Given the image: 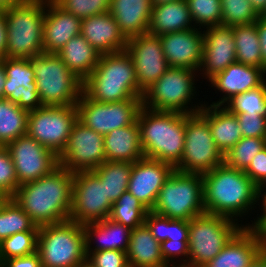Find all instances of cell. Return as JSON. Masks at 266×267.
Segmentation results:
<instances>
[{
  "instance_id": "20",
  "label": "cell",
  "mask_w": 266,
  "mask_h": 267,
  "mask_svg": "<svg viewBox=\"0 0 266 267\" xmlns=\"http://www.w3.org/2000/svg\"><path fill=\"white\" fill-rule=\"evenodd\" d=\"M205 29L203 61L198 75L203 74L202 77L209 81L237 59L234 30L231 26L216 25Z\"/></svg>"
},
{
  "instance_id": "35",
  "label": "cell",
  "mask_w": 266,
  "mask_h": 267,
  "mask_svg": "<svg viewBox=\"0 0 266 267\" xmlns=\"http://www.w3.org/2000/svg\"><path fill=\"white\" fill-rule=\"evenodd\" d=\"M231 27L234 30L237 62L262 69L261 48L256 22Z\"/></svg>"
},
{
  "instance_id": "19",
  "label": "cell",
  "mask_w": 266,
  "mask_h": 267,
  "mask_svg": "<svg viewBox=\"0 0 266 267\" xmlns=\"http://www.w3.org/2000/svg\"><path fill=\"white\" fill-rule=\"evenodd\" d=\"M4 69L7 77L4 98L28 112L43 106L30 59L6 57Z\"/></svg>"
},
{
  "instance_id": "51",
  "label": "cell",
  "mask_w": 266,
  "mask_h": 267,
  "mask_svg": "<svg viewBox=\"0 0 266 267\" xmlns=\"http://www.w3.org/2000/svg\"><path fill=\"white\" fill-rule=\"evenodd\" d=\"M256 28L261 48L262 69L266 71V18L259 16L256 21Z\"/></svg>"
},
{
  "instance_id": "24",
  "label": "cell",
  "mask_w": 266,
  "mask_h": 267,
  "mask_svg": "<svg viewBox=\"0 0 266 267\" xmlns=\"http://www.w3.org/2000/svg\"><path fill=\"white\" fill-rule=\"evenodd\" d=\"M81 34V19L46 0L43 26L44 53L57 54L74 36Z\"/></svg>"
},
{
  "instance_id": "33",
  "label": "cell",
  "mask_w": 266,
  "mask_h": 267,
  "mask_svg": "<svg viewBox=\"0 0 266 267\" xmlns=\"http://www.w3.org/2000/svg\"><path fill=\"white\" fill-rule=\"evenodd\" d=\"M57 55L82 81L92 73L101 56L81 34L70 39Z\"/></svg>"
},
{
  "instance_id": "4",
  "label": "cell",
  "mask_w": 266,
  "mask_h": 267,
  "mask_svg": "<svg viewBox=\"0 0 266 267\" xmlns=\"http://www.w3.org/2000/svg\"><path fill=\"white\" fill-rule=\"evenodd\" d=\"M146 158L175 167L181 160L185 138V114L141 107L137 117Z\"/></svg>"
},
{
  "instance_id": "62",
  "label": "cell",
  "mask_w": 266,
  "mask_h": 267,
  "mask_svg": "<svg viewBox=\"0 0 266 267\" xmlns=\"http://www.w3.org/2000/svg\"><path fill=\"white\" fill-rule=\"evenodd\" d=\"M259 187H266V180Z\"/></svg>"
},
{
  "instance_id": "9",
  "label": "cell",
  "mask_w": 266,
  "mask_h": 267,
  "mask_svg": "<svg viewBox=\"0 0 266 267\" xmlns=\"http://www.w3.org/2000/svg\"><path fill=\"white\" fill-rule=\"evenodd\" d=\"M151 211L170 219L187 221L205 214L202 174L174 169L160 189Z\"/></svg>"
},
{
  "instance_id": "42",
  "label": "cell",
  "mask_w": 266,
  "mask_h": 267,
  "mask_svg": "<svg viewBox=\"0 0 266 267\" xmlns=\"http://www.w3.org/2000/svg\"><path fill=\"white\" fill-rule=\"evenodd\" d=\"M195 28L222 25L221 0H186Z\"/></svg>"
},
{
  "instance_id": "27",
  "label": "cell",
  "mask_w": 266,
  "mask_h": 267,
  "mask_svg": "<svg viewBox=\"0 0 266 267\" xmlns=\"http://www.w3.org/2000/svg\"><path fill=\"white\" fill-rule=\"evenodd\" d=\"M86 252L118 250L127 252L131 229L110 218L83 224ZM93 243L95 246H93ZM93 246V247H92Z\"/></svg>"
},
{
  "instance_id": "46",
  "label": "cell",
  "mask_w": 266,
  "mask_h": 267,
  "mask_svg": "<svg viewBox=\"0 0 266 267\" xmlns=\"http://www.w3.org/2000/svg\"><path fill=\"white\" fill-rule=\"evenodd\" d=\"M86 263L91 267H129L126 252L118 250L86 252Z\"/></svg>"
},
{
  "instance_id": "32",
  "label": "cell",
  "mask_w": 266,
  "mask_h": 267,
  "mask_svg": "<svg viewBox=\"0 0 266 267\" xmlns=\"http://www.w3.org/2000/svg\"><path fill=\"white\" fill-rule=\"evenodd\" d=\"M126 254L129 267H166L161 243L145 224L131 230Z\"/></svg>"
},
{
  "instance_id": "45",
  "label": "cell",
  "mask_w": 266,
  "mask_h": 267,
  "mask_svg": "<svg viewBox=\"0 0 266 267\" xmlns=\"http://www.w3.org/2000/svg\"><path fill=\"white\" fill-rule=\"evenodd\" d=\"M19 185L11 155L6 146H0V191L11 198Z\"/></svg>"
},
{
  "instance_id": "41",
  "label": "cell",
  "mask_w": 266,
  "mask_h": 267,
  "mask_svg": "<svg viewBox=\"0 0 266 267\" xmlns=\"http://www.w3.org/2000/svg\"><path fill=\"white\" fill-rule=\"evenodd\" d=\"M224 107L231 113L266 116V87L264 83L260 87L235 95Z\"/></svg>"
},
{
  "instance_id": "6",
  "label": "cell",
  "mask_w": 266,
  "mask_h": 267,
  "mask_svg": "<svg viewBox=\"0 0 266 267\" xmlns=\"http://www.w3.org/2000/svg\"><path fill=\"white\" fill-rule=\"evenodd\" d=\"M42 267H79L86 263L83 224L70 220L39 227L37 250Z\"/></svg>"
},
{
  "instance_id": "15",
  "label": "cell",
  "mask_w": 266,
  "mask_h": 267,
  "mask_svg": "<svg viewBox=\"0 0 266 267\" xmlns=\"http://www.w3.org/2000/svg\"><path fill=\"white\" fill-rule=\"evenodd\" d=\"M103 141L104 135L86 127L77 119L67 146L59 156V165L73 173L96 169L106 161Z\"/></svg>"
},
{
  "instance_id": "61",
  "label": "cell",
  "mask_w": 266,
  "mask_h": 267,
  "mask_svg": "<svg viewBox=\"0 0 266 267\" xmlns=\"http://www.w3.org/2000/svg\"><path fill=\"white\" fill-rule=\"evenodd\" d=\"M79 267H91V266H89L87 263H84V264H82V265L79 266Z\"/></svg>"
},
{
  "instance_id": "40",
  "label": "cell",
  "mask_w": 266,
  "mask_h": 267,
  "mask_svg": "<svg viewBox=\"0 0 266 267\" xmlns=\"http://www.w3.org/2000/svg\"><path fill=\"white\" fill-rule=\"evenodd\" d=\"M38 231L18 232L0 242V264L4 260L36 252Z\"/></svg>"
},
{
  "instance_id": "28",
  "label": "cell",
  "mask_w": 266,
  "mask_h": 267,
  "mask_svg": "<svg viewBox=\"0 0 266 267\" xmlns=\"http://www.w3.org/2000/svg\"><path fill=\"white\" fill-rule=\"evenodd\" d=\"M109 12L123 35L131 37L146 34L152 12L151 0H111Z\"/></svg>"
},
{
  "instance_id": "48",
  "label": "cell",
  "mask_w": 266,
  "mask_h": 267,
  "mask_svg": "<svg viewBox=\"0 0 266 267\" xmlns=\"http://www.w3.org/2000/svg\"><path fill=\"white\" fill-rule=\"evenodd\" d=\"M244 172L258 187L266 180V147L254 156Z\"/></svg>"
},
{
  "instance_id": "13",
  "label": "cell",
  "mask_w": 266,
  "mask_h": 267,
  "mask_svg": "<svg viewBox=\"0 0 266 267\" xmlns=\"http://www.w3.org/2000/svg\"><path fill=\"white\" fill-rule=\"evenodd\" d=\"M113 203L107 198L105 184L92 171L74 173L69 220L85 224L109 218Z\"/></svg>"
},
{
  "instance_id": "22",
  "label": "cell",
  "mask_w": 266,
  "mask_h": 267,
  "mask_svg": "<svg viewBox=\"0 0 266 267\" xmlns=\"http://www.w3.org/2000/svg\"><path fill=\"white\" fill-rule=\"evenodd\" d=\"M169 67L199 72L203 61L204 35L200 28L172 32L159 36Z\"/></svg>"
},
{
  "instance_id": "49",
  "label": "cell",
  "mask_w": 266,
  "mask_h": 267,
  "mask_svg": "<svg viewBox=\"0 0 266 267\" xmlns=\"http://www.w3.org/2000/svg\"><path fill=\"white\" fill-rule=\"evenodd\" d=\"M0 267H42L38 252L4 260Z\"/></svg>"
},
{
  "instance_id": "63",
  "label": "cell",
  "mask_w": 266,
  "mask_h": 267,
  "mask_svg": "<svg viewBox=\"0 0 266 267\" xmlns=\"http://www.w3.org/2000/svg\"><path fill=\"white\" fill-rule=\"evenodd\" d=\"M264 76H266V71H265V75ZM264 85L266 87V77H264Z\"/></svg>"
},
{
  "instance_id": "17",
  "label": "cell",
  "mask_w": 266,
  "mask_h": 267,
  "mask_svg": "<svg viewBox=\"0 0 266 267\" xmlns=\"http://www.w3.org/2000/svg\"><path fill=\"white\" fill-rule=\"evenodd\" d=\"M144 224L154 238L161 243V253L166 267H188L189 221L170 219L149 211Z\"/></svg>"
},
{
  "instance_id": "44",
  "label": "cell",
  "mask_w": 266,
  "mask_h": 267,
  "mask_svg": "<svg viewBox=\"0 0 266 267\" xmlns=\"http://www.w3.org/2000/svg\"><path fill=\"white\" fill-rule=\"evenodd\" d=\"M64 11L72 13L79 19L106 13L111 0H53Z\"/></svg>"
},
{
  "instance_id": "50",
  "label": "cell",
  "mask_w": 266,
  "mask_h": 267,
  "mask_svg": "<svg viewBox=\"0 0 266 267\" xmlns=\"http://www.w3.org/2000/svg\"><path fill=\"white\" fill-rule=\"evenodd\" d=\"M258 205L259 207L261 206V213L257 214L259 215L257 216V219L255 218L254 221L251 220V222H253L252 224L249 222L248 224H245L244 227L258 230L266 222V187H258Z\"/></svg>"
},
{
  "instance_id": "12",
  "label": "cell",
  "mask_w": 266,
  "mask_h": 267,
  "mask_svg": "<svg viewBox=\"0 0 266 267\" xmlns=\"http://www.w3.org/2000/svg\"><path fill=\"white\" fill-rule=\"evenodd\" d=\"M77 119L76 105H43L28 112L26 134L60 156L67 146L70 132Z\"/></svg>"
},
{
  "instance_id": "31",
  "label": "cell",
  "mask_w": 266,
  "mask_h": 267,
  "mask_svg": "<svg viewBox=\"0 0 266 267\" xmlns=\"http://www.w3.org/2000/svg\"><path fill=\"white\" fill-rule=\"evenodd\" d=\"M200 112L208 119L211 135L223 155L243 137L236 115L226 107L204 103Z\"/></svg>"
},
{
  "instance_id": "8",
  "label": "cell",
  "mask_w": 266,
  "mask_h": 267,
  "mask_svg": "<svg viewBox=\"0 0 266 267\" xmlns=\"http://www.w3.org/2000/svg\"><path fill=\"white\" fill-rule=\"evenodd\" d=\"M197 73L186 68L169 67L160 79L143 92L142 106L155 111L198 113L205 101L200 102V106L198 104L193 106L191 101L197 96L195 95Z\"/></svg>"
},
{
  "instance_id": "2",
  "label": "cell",
  "mask_w": 266,
  "mask_h": 267,
  "mask_svg": "<svg viewBox=\"0 0 266 267\" xmlns=\"http://www.w3.org/2000/svg\"><path fill=\"white\" fill-rule=\"evenodd\" d=\"M202 176L206 213L238 221L258 205V186L244 171L223 163Z\"/></svg>"
},
{
  "instance_id": "1",
  "label": "cell",
  "mask_w": 266,
  "mask_h": 267,
  "mask_svg": "<svg viewBox=\"0 0 266 267\" xmlns=\"http://www.w3.org/2000/svg\"><path fill=\"white\" fill-rule=\"evenodd\" d=\"M74 173L59 165L51 173L19 185L11 197L36 226L69 220Z\"/></svg>"
},
{
  "instance_id": "55",
  "label": "cell",
  "mask_w": 266,
  "mask_h": 267,
  "mask_svg": "<svg viewBox=\"0 0 266 267\" xmlns=\"http://www.w3.org/2000/svg\"><path fill=\"white\" fill-rule=\"evenodd\" d=\"M256 10V12L261 15L266 9V0H249Z\"/></svg>"
},
{
  "instance_id": "54",
  "label": "cell",
  "mask_w": 266,
  "mask_h": 267,
  "mask_svg": "<svg viewBox=\"0 0 266 267\" xmlns=\"http://www.w3.org/2000/svg\"><path fill=\"white\" fill-rule=\"evenodd\" d=\"M6 78L4 59H0V99L4 98V86L6 83Z\"/></svg>"
},
{
  "instance_id": "14",
  "label": "cell",
  "mask_w": 266,
  "mask_h": 267,
  "mask_svg": "<svg viewBox=\"0 0 266 267\" xmlns=\"http://www.w3.org/2000/svg\"><path fill=\"white\" fill-rule=\"evenodd\" d=\"M76 107L80 122L97 133L106 135L117 128L135 123L142 100L101 103L82 92Z\"/></svg>"
},
{
  "instance_id": "30",
  "label": "cell",
  "mask_w": 266,
  "mask_h": 267,
  "mask_svg": "<svg viewBox=\"0 0 266 267\" xmlns=\"http://www.w3.org/2000/svg\"><path fill=\"white\" fill-rule=\"evenodd\" d=\"M195 28L186 0L152 6L147 33L161 36Z\"/></svg>"
},
{
  "instance_id": "60",
  "label": "cell",
  "mask_w": 266,
  "mask_h": 267,
  "mask_svg": "<svg viewBox=\"0 0 266 267\" xmlns=\"http://www.w3.org/2000/svg\"><path fill=\"white\" fill-rule=\"evenodd\" d=\"M0 199H6V197L2 194L1 191H0Z\"/></svg>"
},
{
  "instance_id": "5",
  "label": "cell",
  "mask_w": 266,
  "mask_h": 267,
  "mask_svg": "<svg viewBox=\"0 0 266 267\" xmlns=\"http://www.w3.org/2000/svg\"><path fill=\"white\" fill-rule=\"evenodd\" d=\"M45 10L46 0H26L5 9L7 57L30 59L44 52Z\"/></svg>"
},
{
  "instance_id": "26",
  "label": "cell",
  "mask_w": 266,
  "mask_h": 267,
  "mask_svg": "<svg viewBox=\"0 0 266 267\" xmlns=\"http://www.w3.org/2000/svg\"><path fill=\"white\" fill-rule=\"evenodd\" d=\"M263 249L259 232L242 227L220 253L203 267H248Z\"/></svg>"
},
{
  "instance_id": "10",
  "label": "cell",
  "mask_w": 266,
  "mask_h": 267,
  "mask_svg": "<svg viewBox=\"0 0 266 267\" xmlns=\"http://www.w3.org/2000/svg\"><path fill=\"white\" fill-rule=\"evenodd\" d=\"M225 216L202 214L189 221L188 267H203L211 261L242 228Z\"/></svg>"
},
{
  "instance_id": "37",
  "label": "cell",
  "mask_w": 266,
  "mask_h": 267,
  "mask_svg": "<svg viewBox=\"0 0 266 267\" xmlns=\"http://www.w3.org/2000/svg\"><path fill=\"white\" fill-rule=\"evenodd\" d=\"M38 230L39 226L12 198H6L0 205V242L18 232Z\"/></svg>"
},
{
  "instance_id": "3",
  "label": "cell",
  "mask_w": 266,
  "mask_h": 267,
  "mask_svg": "<svg viewBox=\"0 0 266 267\" xmlns=\"http://www.w3.org/2000/svg\"><path fill=\"white\" fill-rule=\"evenodd\" d=\"M83 92L92 100L111 103L142 100L134 63L126 51L103 54L92 73L83 81Z\"/></svg>"
},
{
  "instance_id": "23",
  "label": "cell",
  "mask_w": 266,
  "mask_h": 267,
  "mask_svg": "<svg viewBox=\"0 0 266 267\" xmlns=\"http://www.w3.org/2000/svg\"><path fill=\"white\" fill-rule=\"evenodd\" d=\"M265 71L259 67L234 62L217 73L208 82L223 96L210 105L224 106L235 95L260 87L264 83Z\"/></svg>"
},
{
  "instance_id": "39",
  "label": "cell",
  "mask_w": 266,
  "mask_h": 267,
  "mask_svg": "<svg viewBox=\"0 0 266 267\" xmlns=\"http://www.w3.org/2000/svg\"><path fill=\"white\" fill-rule=\"evenodd\" d=\"M266 147V139L242 137L224 154V163L231 168L245 171L254 156Z\"/></svg>"
},
{
  "instance_id": "11",
  "label": "cell",
  "mask_w": 266,
  "mask_h": 267,
  "mask_svg": "<svg viewBox=\"0 0 266 267\" xmlns=\"http://www.w3.org/2000/svg\"><path fill=\"white\" fill-rule=\"evenodd\" d=\"M183 155L175 170L204 174L224 163V155L211 135L208 119L199 111L185 114Z\"/></svg>"
},
{
  "instance_id": "38",
  "label": "cell",
  "mask_w": 266,
  "mask_h": 267,
  "mask_svg": "<svg viewBox=\"0 0 266 267\" xmlns=\"http://www.w3.org/2000/svg\"><path fill=\"white\" fill-rule=\"evenodd\" d=\"M148 212L142 202L127 190L113 203L109 218L133 230L144 224Z\"/></svg>"
},
{
  "instance_id": "59",
  "label": "cell",
  "mask_w": 266,
  "mask_h": 267,
  "mask_svg": "<svg viewBox=\"0 0 266 267\" xmlns=\"http://www.w3.org/2000/svg\"><path fill=\"white\" fill-rule=\"evenodd\" d=\"M260 16L266 18V9L264 10V12Z\"/></svg>"
},
{
  "instance_id": "53",
  "label": "cell",
  "mask_w": 266,
  "mask_h": 267,
  "mask_svg": "<svg viewBox=\"0 0 266 267\" xmlns=\"http://www.w3.org/2000/svg\"><path fill=\"white\" fill-rule=\"evenodd\" d=\"M248 267H266V248H264Z\"/></svg>"
},
{
  "instance_id": "47",
  "label": "cell",
  "mask_w": 266,
  "mask_h": 267,
  "mask_svg": "<svg viewBox=\"0 0 266 267\" xmlns=\"http://www.w3.org/2000/svg\"><path fill=\"white\" fill-rule=\"evenodd\" d=\"M232 114H235L238 119L243 137L266 139V116L247 113Z\"/></svg>"
},
{
  "instance_id": "36",
  "label": "cell",
  "mask_w": 266,
  "mask_h": 267,
  "mask_svg": "<svg viewBox=\"0 0 266 267\" xmlns=\"http://www.w3.org/2000/svg\"><path fill=\"white\" fill-rule=\"evenodd\" d=\"M132 166L131 162L105 161L93 170L105 184L106 196L112 203L127 191Z\"/></svg>"
},
{
  "instance_id": "21",
  "label": "cell",
  "mask_w": 266,
  "mask_h": 267,
  "mask_svg": "<svg viewBox=\"0 0 266 267\" xmlns=\"http://www.w3.org/2000/svg\"><path fill=\"white\" fill-rule=\"evenodd\" d=\"M174 167L166 162L142 158L133 163L127 190L151 211Z\"/></svg>"
},
{
  "instance_id": "52",
  "label": "cell",
  "mask_w": 266,
  "mask_h": 267,
  "mask_svg": "<svg viewBox=\"0 0 266 267\" xmlns=\"http://www.w3.org/2000/svg\"><path fill=\"white\" fill-rule=\"evenodd\" d=\"M7 38L5 10H0V59L7 57Z\"/></svg>"
},
{
  "instance_id": "56",
  "label": "cell",
  "mask_w": 266,
  "mask_h": 267,
  "mask_svg": "<svg viewBox=\"0 0 266 267\" xmlns=\"http://www.w3.org/2000/svg\"><path fill=\"white\" fill-rule=\"evenodd\" d=\"M26 0H0V10H5L14 5H19Z\"/></svg>"
},
{
  "instance_id": "43",
  "label": "cell",
  "mask_w": 266,
  "mask_h": 267,
  "mask_svg": "<svg viewBox=\"0 0 266 267\" xmlns=\"http://www.w3.org/2000/svg\"><path fill=\"white\" fill-rule=\"evenodd\" d=\"M221 7L224 26L252 24L260 16L249 0H221Z\"/></svg>"
},
{
  "instance_id": "25",
  "label": "cell",
  "mask_w": 266,
  "mask_h": 267,
  "mask_svg": "<svg viewBox=\"0 0 266 267\" xmlns=\"http://www.w3.org/2000/svg\"><path fill=\"white\" fill-rule=\"evenodd\" d=\"M81 35L100 55L126 50L128 39L109 11L82 19Z\"/></svg>"
},
{
  "instance_id": "29",
  "label": "cell",
  "mask_w": 266,
  "mask_h": 267,
  "mask_svg": "<svg viewBox=\"0 0 266 267\" xmlns=\"http://www.w3.org/2000/svg\"><path fill=\"white\" fill-rule=\"evenodd\" d=\"M103 142L107 162L134 163L145 157L137 121L104 135Z\"/></svg>"
},
{
  "instance_id": "18",
  "label": "cell",
  "mask_w": 266,
  "mask_h": 267,
  "mask_svg": "<svg viewBox=\"0 0 266 267\" xmlns=\"http://www.w3.org/2000/svg\"><path fill=\"white\" fill-rule=\"evenodd\" d=\"M126 51L132 57L139 89L144 92L169 68L159 36L140 34L127 40Z\"/></svg>"
},
{
  "instance_id": "58",
  "label": "cell",
  "mask_w": 266,
  "mask_h": 267,
  "mask_svg": "<svg viewBox=\"0 0 266 267\" xmlns=\"http://www.w3.org/2000/svg\"><path fill=\"white\" fill-rule=\"evenodd\" d=\"M174 1H178V0H151L152 6H156V5L163 4V3L174 2Z\"/></svg>"
},
{
  "instance_id": "7",
  "label": "cell",
  "mask_w": 266,
  "mask_h": 267,
  "mask_svg": "<svg viewBox=\"0 0 266 267\" xmlns=\"http://www.w3.org/2000/svg\"><path fill=\"white\" fill-rule=\"evenodd\" d=\"M37 91L44 106L76 105L83 92V81L71 72L55 53L30 58Z\"/></svg>"
},
{
  "instance_id": "57",
  "label": "cell",
  "mask_w": 266,
  "mask_h": 267,
  "mask_svg": "<svg viewBox=\"0 0 266 267\" xmlns=\"http://www.w3.org/2000/svg\"><path fill=\"white\" fill-rule=\"evenodd\" d=\"M257 231L259 232L264 248H266V222Z\"/></svg>"
},
{
  "instance_id": "64",
  "label": "cell",
  "mask_w": 266,
  "mask_h": 267,
  "mask_svg": "<svg viewBox=\"0 0 266 267\" xmlns=\"http://www.w3.org/2000/svg\"><path fill=\"white\" fill-rule=\"evenodd\" d=\"M4 200H5V199H0V205L3 203Z\"/></svg>"
},
{
  "instance_id": "16",
  "label": "cell",
  "mask_w": 266,
  "mask_h": 267,
  "mask_svg": "<svg viewBox=\"0 0 266 267\" xmlns=\"http://www.w3.org/2000/svg\"><path fill=\"white\" fill-rule=\"evenodd\" d=\"M6 147L20 185L38 180L59 166V156L27 134L8 143Z\"/></svg>"
},
{
  "instance_id": "34",
  "label": "cell",
  "mask_w": 266,
  "mask_h": 267,
  "mask_svg": "<svg viewBox=\"0 0 266 267\" xmlns=\"http://www.w3.org/2000/svg\"><path fill=\"white\" fill-rule=\"evenodd\" d=\"M28 111L6 98L0 99V146L27 133Z\"/></svg>"
}]
</instances>
